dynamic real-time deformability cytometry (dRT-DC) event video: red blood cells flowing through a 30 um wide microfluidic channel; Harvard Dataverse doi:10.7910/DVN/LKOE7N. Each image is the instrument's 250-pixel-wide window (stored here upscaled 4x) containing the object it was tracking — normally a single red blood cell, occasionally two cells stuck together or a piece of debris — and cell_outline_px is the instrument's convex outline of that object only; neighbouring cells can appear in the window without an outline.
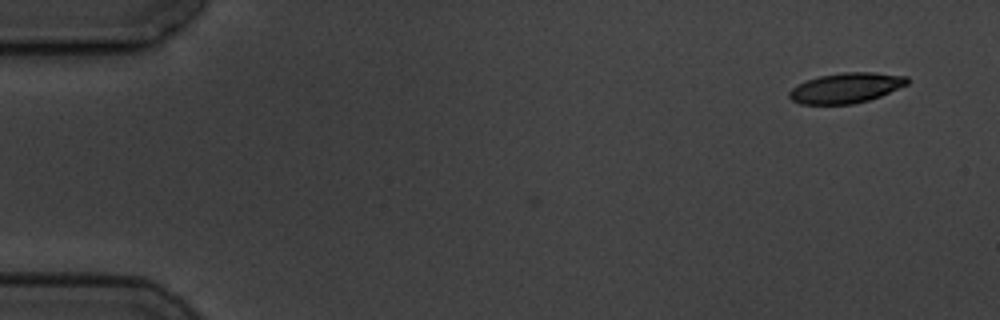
{"species": "common noctule bat (a hibernating species)", "species_latin": "Nyctalus noctula", "temperature_condition": "cold", "stored_images_in_passage": 4, "camera_frame_rate_fps": 3000, "um_per_image_px": 0.085, "animal": {"sex": "male", "body_mass_g": 19.5, "forearm_length_mm": 54.6}, "frame": {"image": 1, "passage_image": 1, "time_ms": 0.0, "image_size_px": [1000, 320], "cell_outline_px": [[908, 84], [880, 96], [868, 100], [852, 104], [800, 104], [792, 100], [788, 96], [788, 92], [792, 88], [808, 80], [820, 76], [844, 72], [872, 72], [908, 76]], "centroid_in_image_um": [71.92, 7.47], "position_along_channel_um": 13.1, "area_um2": 20.58}}